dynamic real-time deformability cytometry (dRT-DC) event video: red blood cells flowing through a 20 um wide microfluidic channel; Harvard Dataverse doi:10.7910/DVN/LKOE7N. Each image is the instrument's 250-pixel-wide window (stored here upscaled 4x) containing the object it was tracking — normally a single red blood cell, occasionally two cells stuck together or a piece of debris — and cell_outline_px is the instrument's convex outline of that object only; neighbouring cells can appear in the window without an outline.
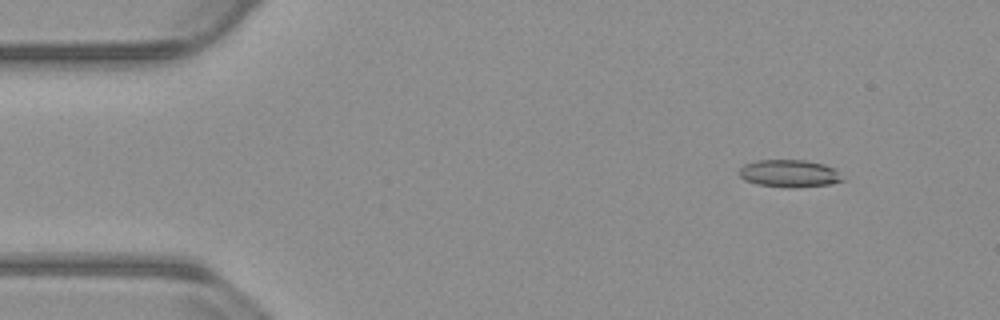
{"species": "common noctule bat (a hibernating species)", "species_latin": "Nyctalus noctula", "temperature_condition": "warm", "stored_images_in_passage": 53, "camera_frame_rate_fps": 3000, "um_per_image_px": 0.085, "animal": {"sex": "male", "body_mass_g": 23.1, "forearm_length_mm": 52.7}, "frame": {"image": 1, "passage_image": 5, "time_ms": 1.333, "image_size_px": [1000, 320], "cell_outline_px": [[844, 180], [828, 184], [800, 188], [788, 188], [756, 184], [744, 180], [736, 172], [744, 164], [756, 160], [804, 160], [824, 164], [832, 168]], "centroid_in_image_um": [67.01, 14.75], "position_along_channel_um": 18.0, "area_um2": 16.59}}
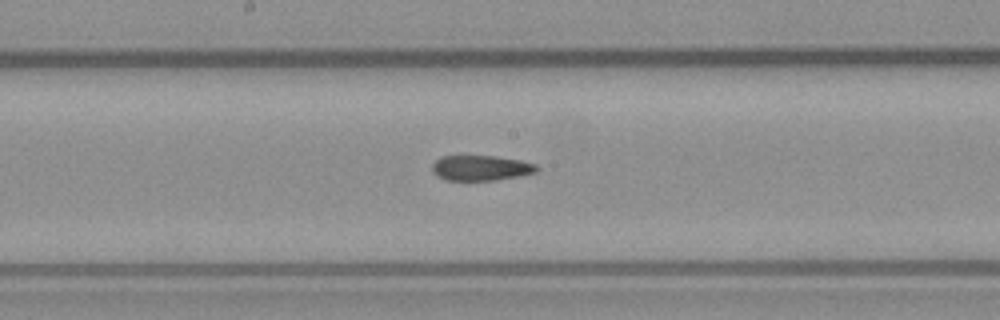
{"frame": {"image": 2, "passage_image": 27, "time_ms": 8.667, "image_size_px": [1000, 320], "cell_outline_px": [[540, 168], [536, 172], [520, 176], [496, 180], [444, 180], [436, 176], [432, 172], [432, 164], [440, 156], [496, 156], [520, 160], [536, 164]], "centroid_in_image_um": [40.87, 14.28], "position_along_channel_um": 207.3, "area_um2": 15.55}}
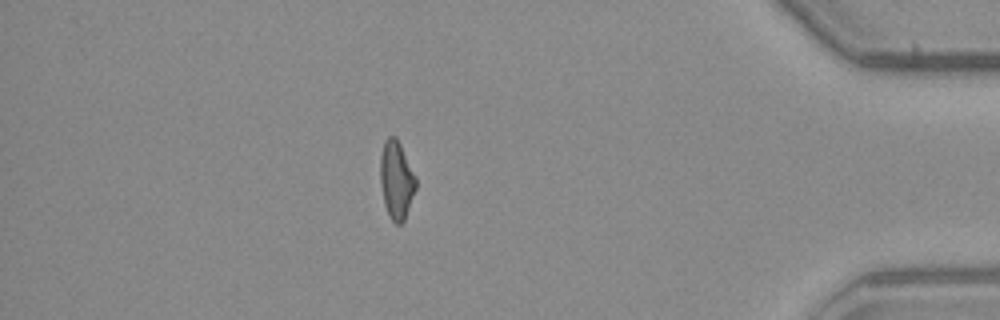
{"frame": {"image": 3, "passage_image": 46, "time_ms": 15.0, "image_size_px": [1000, 320], "cell_outline_px": [[416, 188], [404, 220], [400, 224], [396, 224], [388, 216], [384, 204], [380, 184], [380, 156], [384, 140], [388, 136], [396, 136], [416, 176]], "centroid_in_image_um": [33.68, 15.29], "position_along_channel_um": 401.5, "area_um2": 16.3}, "authors_computed_cell_mechanics": {"area_um2": 16.3574, "velocity_mm_per_s": 3.8166, "shape_relaxation_time_tau1_ms": null, "shape_relaxation_time_tau2_ms": 3.1597, "deformation_change_tau1": null, "deformation_change_tau2": 0.1102}}